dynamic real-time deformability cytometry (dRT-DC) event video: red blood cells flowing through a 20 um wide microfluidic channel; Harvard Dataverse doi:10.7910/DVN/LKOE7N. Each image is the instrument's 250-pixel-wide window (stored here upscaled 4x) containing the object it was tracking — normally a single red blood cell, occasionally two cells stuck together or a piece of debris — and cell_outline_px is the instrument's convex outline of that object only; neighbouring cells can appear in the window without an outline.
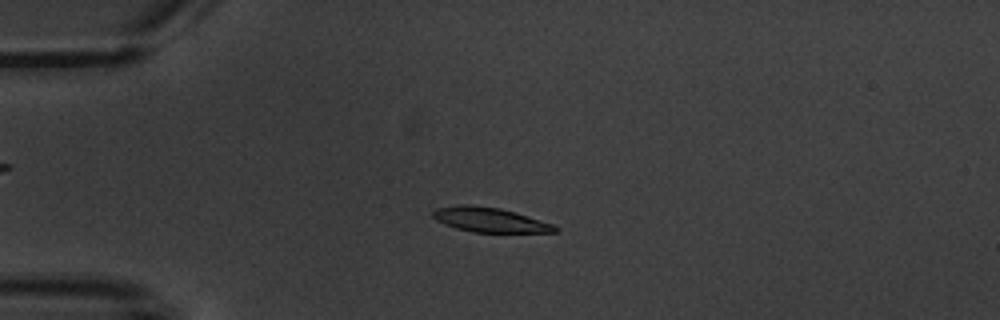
{"species": "common noctule bat (a hibernating species)", "species_latin": "Nyctalus noctula", "temperature_condition": "warm", "stored_images_in_passage": 5, "camera_frame_rate_fps": 3000, "um_per_image_px": 0.085, "animal": {"sex": "male", "body_mass_g": 20.1, "forearm_length_mm": 53.5}, "frame": {"image": 1, "passage_image": 4, "time_ms": 3.667, "image_size_px": [1000, 320], "cell_outline_px": [[560, 228], [556, 232], [472, 232], [456, 228], [444, 224], [436, 220], [432, 216], [432, 212], [436, 208], [460, 204], [468, 204], [500, 208], [516, 212], [556, 224]], "centroid_in_image_um": [41.66, 18.68], "position_along_channel_um": 43.3, "area_um2": 17.74}}